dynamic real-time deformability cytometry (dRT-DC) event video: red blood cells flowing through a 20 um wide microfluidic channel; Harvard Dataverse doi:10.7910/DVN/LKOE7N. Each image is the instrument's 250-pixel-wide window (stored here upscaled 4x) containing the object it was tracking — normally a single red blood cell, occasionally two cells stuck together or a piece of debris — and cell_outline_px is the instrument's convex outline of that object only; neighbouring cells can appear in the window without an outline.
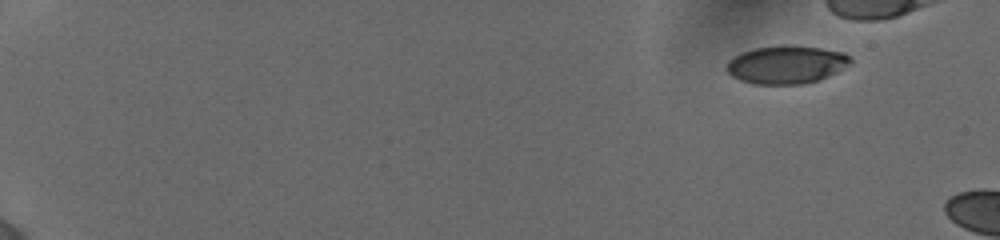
{"species": "human", "species_latin": "Homo sapiens", "temperature_condition": "cold", "stored_images_in_passage": 6, "camera_frame_rate_fps": 3000, "um_per_image_px": 0.085, "donor": {"sex": "female"}, "frame": {"image": 1, "passage_image": 1, "time_ms": 0.0, "image_size_px": [1000, 240], "cell_outline_px": [[852, 60], [848, 64], [836, 72], [828, 76], [816, 80], [800, 84], [756, 84], [740, 80], [732, 76], [724, 68], [728, 60], [744, 52], [756, 48], [784, 44], [816, 48], [844, 52]], "centroid_in_image_um": [66.8, 5.49], "position_along_channel_um": 18.2, "area_um2": 27.11}}